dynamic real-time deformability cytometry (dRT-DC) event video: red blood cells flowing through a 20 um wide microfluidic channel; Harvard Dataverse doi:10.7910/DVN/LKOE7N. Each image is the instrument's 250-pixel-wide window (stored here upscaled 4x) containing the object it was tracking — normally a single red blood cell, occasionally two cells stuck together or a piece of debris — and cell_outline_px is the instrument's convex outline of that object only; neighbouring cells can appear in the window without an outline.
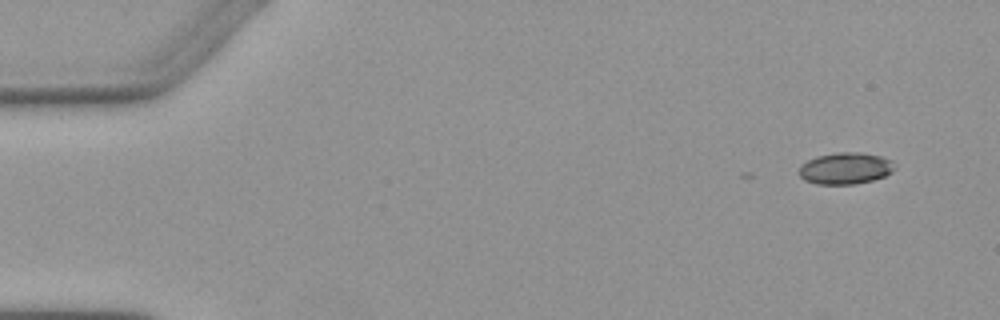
{"species": "Egyptian fruit bat (a non-hibernating species)", "species_latin": "Rousettus aegyptiacus", "temperature_condition": "warm", "stored_images_in_passage": 5, "camera_frame_rate_fps": 3000, "um_per_image_px": 0.085, "animal": {"sex": "female"}, "frame": {"image": 1, "passage_image": 1, "time_ms": 0.0, "image_size_px": [1000, 320], "cell_outline_px": [[896, 168], [892, 172], [884, 176], [872, 180], [852, 184], [816, 184], [804, 180], [800, 176], [800, 164], [816, 156], [836, 152], [860, 152], [880, 156], [892, 160], [896, 164]], "centroid_in_image_um": [71.87, 14.3], "position_along_channel_um": 13.1, "area_um2": 17.74}}